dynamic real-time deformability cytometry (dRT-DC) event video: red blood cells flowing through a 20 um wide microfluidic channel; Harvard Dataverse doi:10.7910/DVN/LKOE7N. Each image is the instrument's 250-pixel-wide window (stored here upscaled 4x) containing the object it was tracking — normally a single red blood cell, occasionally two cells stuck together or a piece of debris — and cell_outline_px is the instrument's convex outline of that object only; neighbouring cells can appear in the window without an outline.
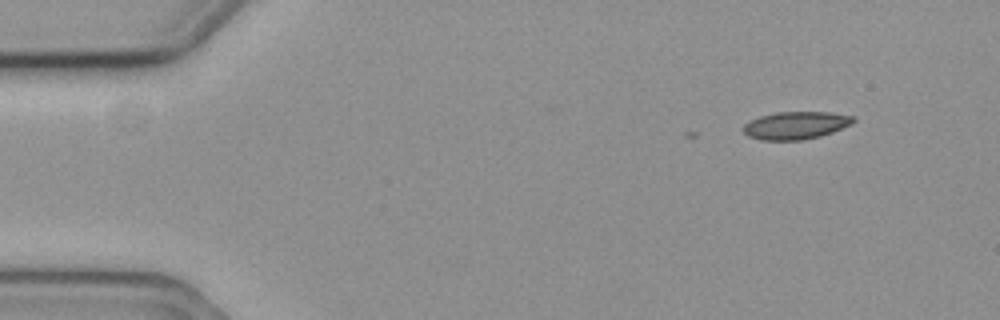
{"species": "common noctule bat (a hibernating species)", "species_latin": "Nyctalus noctula", "temperature_condition": "cold", "stored_images_in_passage": 2, "camera_frame_rate_fps": 3000, "um_per_image_px": 0.085, "animal": {"sex": "female", "body_mass_g": 19.3, "forearm_length_mm": 54.1}, "frame": {"image": 1, "passage_image": 2, "time_ms": 0.333, "image_size_px": [1000, 320], "cell_outline_px": [[856, 120], [852, 124], [832, 132], [820, 136], [804, 140], [760, 140], [748, 136], [744, 132], [744, 124], [760, 116], [776, 112], [828, 112], [856, 116]], "centroid_in_image_um": [67.68, 10.65], "position_along_channel_um": 17.3, "area_um2": 17.74}}